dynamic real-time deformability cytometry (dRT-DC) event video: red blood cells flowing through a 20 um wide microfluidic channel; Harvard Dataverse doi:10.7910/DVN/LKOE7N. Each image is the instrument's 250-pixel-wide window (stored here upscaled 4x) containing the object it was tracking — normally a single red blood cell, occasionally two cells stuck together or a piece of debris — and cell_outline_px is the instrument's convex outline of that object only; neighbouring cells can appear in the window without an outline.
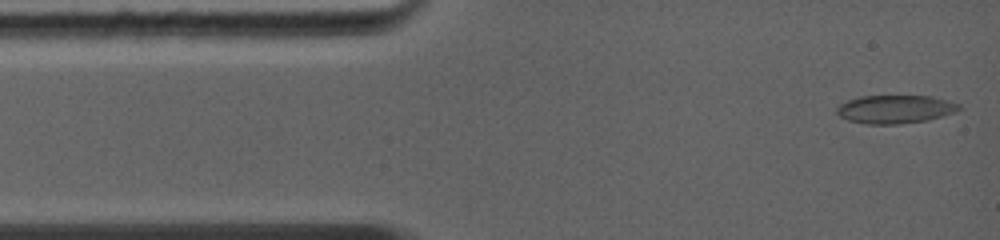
{"species": "common noctule bat (a hibernating species)", "species_latin": "Nyctalus noctula", "temperature_condition": "warm", "stored_images_in_passage": 9, "camera_frame_rate_fps": 5000, "um_per_image_px": 0.085, "animal": {"sex": "female", "body_mass_g": 19.0, "forearm_length_mm": 56.7}, "frame": {"image": 1, "passage_image": 1, "time_ms": 0.0, "image_size_px": [1000, 240], "cell_outline_px": [[964, 108], [928, 120], [896, 124], [868, 124], [848, 120], [840, 116], [836, 112], [836, 108], [840, 104], [848, 100], [860, 96], [932, 96], [960, 104]], "centroid_in_image_um": [76.08, 9.28], "position_along_channel_um": 8.9, "area_um2": 20.0}}
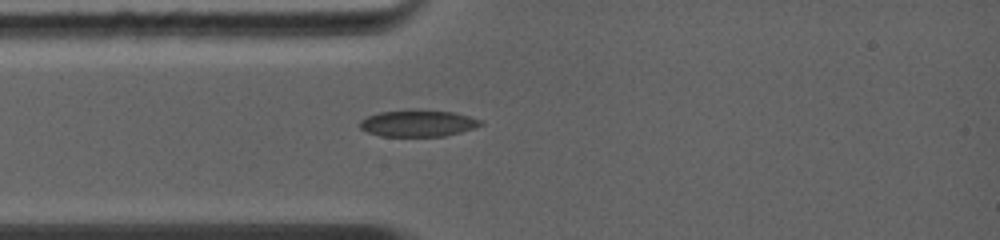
{"frame": {"image": 2, "passage_image": 6, "time_ms": 2.4, "image_size_px": [1000, 240], "cell_outline_px": [[484, 124], [476, 128], [444, 136], [380, 136], [368, 132], [360, 128], [360, 120], [368, 116], [380, 112], [412, 108], [452, 112], [484, 120]], "centroid_in_image_um": [35.55, 10.46], "position_along_channel_um": 49.4, "area_um2": 19.07}}
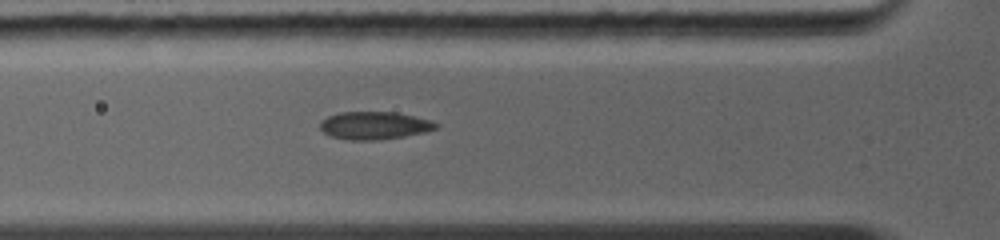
{"frame": {"image": 3, "passage_image": 9, "time_ms": 3.4, "image_size_px": [1000, 240], "cell_outline_px": [[440, 124], [436, 128], [424, 132], [404, 136], [376, 140], [348, 140], [332, 136], [324, 132], [320, 128], [320, 120], [328, 116], [340, 112], [396, 112], [432, 120]], "centroid_in_image_um": [31.82, 10.66], "position_along_channel_um": 94.0, "area_um2": 18.73}}